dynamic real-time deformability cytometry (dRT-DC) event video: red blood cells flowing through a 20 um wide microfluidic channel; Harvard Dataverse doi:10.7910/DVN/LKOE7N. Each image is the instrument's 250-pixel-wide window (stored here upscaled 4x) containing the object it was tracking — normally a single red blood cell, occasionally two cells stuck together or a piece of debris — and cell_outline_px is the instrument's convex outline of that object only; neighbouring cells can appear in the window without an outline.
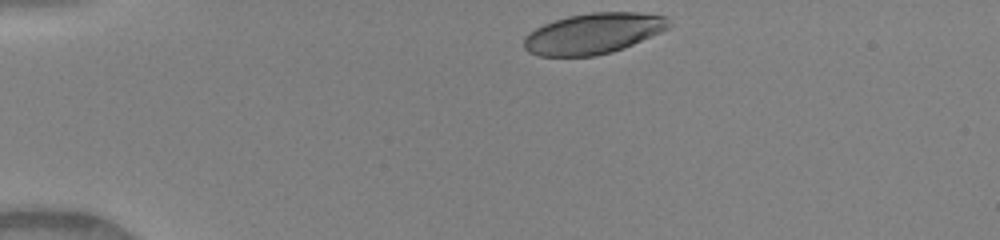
{"species": "human", "species_latin": "Homo sapiens", "temperature_condition": "warm", "stored_images_in_passage": 40, "camera_frame_rate_fps": 3000, "um_per_image_px": 0.085, "donor": {"sex": "female"}, "frame": {"image": 1, "passage_image": 1, "time_ms": 0.0, "image_size_px": [1000, 240], "cell_outline_px": [[672, 24], [668, 28], [660, 32], [624, 48], [612, 52], [596, 56], [540, 56], [528, 52], [524, 48], [524, 36], [536, 28], [544, 24], [568, 16], [592, 12], [636, 12], [668, 16]], "centroid_in_image_um": [50.45, 2.84], "position_along_channel_um": 34.6, "area_um2": 34.45}}
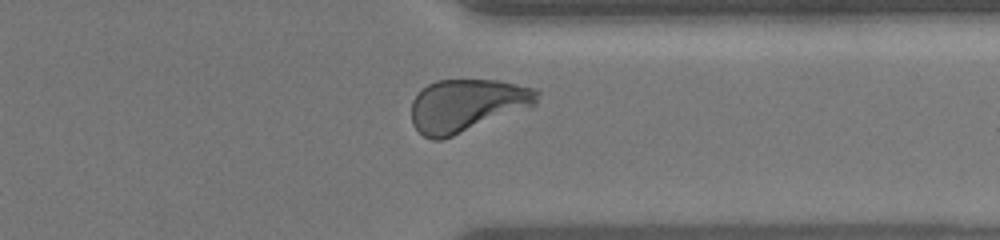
{"frame": {"image": 2, "passage_image": 30, "time_ms": 9.667, "image_size_px": [1000, 240], "cell_outline_px": [[540, 92], [536, 104], [532, 108], [452, 136], [440, 140], [432, 140], [424, 136], [412, 124], [412, 100], [428, 84], [436, 80], [496, 80], [536, 88]], "centroid_in_image_um": [39.73, 8.96], "position_along_channel_um": 371.7, "area_um2": 38.78}}
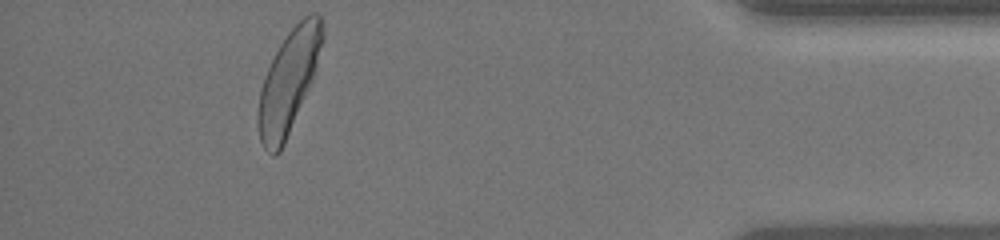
{"frame": {"image": 3, "passage_image": 36, "time_ms": 11.667, "image_size_px": [1000, 240], "cell_outline_px": [[324, 40], [312, 80], [284, 144], [280, 152], [268, 152], [264, 148], [260, 140], [256, 120], [256, 116], [260, 88], [264, 76], [280, 44], [288, 32], [308, 12], [316, 12], [320, 16], [324, 32]], "centroid_in_image_um": [24.52, 6.9], "position_along_channel_um": 410.7, "area_um2": 38.15}, "authors_computed_cell_mechanics": {"area_um2": 37.9168, "velocity_mm_per_s": 4.1074, "shape_relaxation_time_tau1_ms": 2.7987, "shape_relaxation_time_tau2_ms": null, "deformation_change_tau1": 0.1687, "deformation_change_tau2": null}}